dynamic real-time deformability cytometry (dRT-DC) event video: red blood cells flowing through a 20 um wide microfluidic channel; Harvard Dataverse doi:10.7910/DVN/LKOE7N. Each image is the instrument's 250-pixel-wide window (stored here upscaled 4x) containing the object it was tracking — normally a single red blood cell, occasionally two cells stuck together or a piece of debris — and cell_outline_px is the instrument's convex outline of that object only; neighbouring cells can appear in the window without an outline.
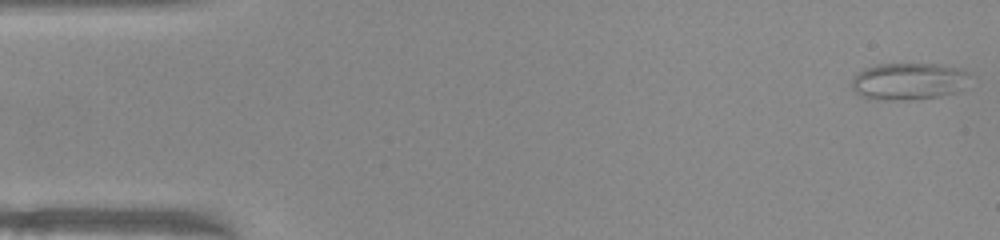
{"species": "common noctule bat (a hibernating species)", "species_latin": "Nyctalus noctula", "temperature_condition": "warm", "stored_images_in_passage": 50, "camera_frame_rate_fps": 3000, "um_per_image_px": 0.085, "animal": {"sex": "female", "body_mass_g": 22.0, "forearm_length_mm": 56.7}, "frame": {"image": 1, "passage_image": 1, "time_ms": 0.0, "image_size_px": [1000, 240], "cell_outline_px": [[968, 72], [956, 92], [940, 96], [912, 100], [868, 100], [860, 96], [852, 88], [852, 76], [856, 72], [864, 68], [876, 64], [936, 64], [956, 68]], "centroid_in_image_um": [77.06, 6.92], "position_along_channel_um": 7.9, "area_um2": 25.32}}
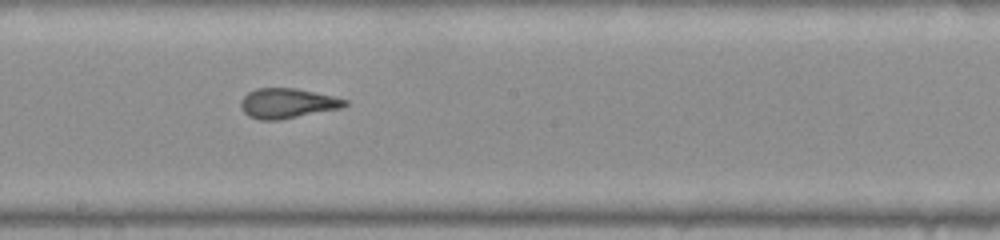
{"frame": {"image": 2, "passage_image": 27, "time_ms": 8.667, "image_size_px": [1000, 240], "cell_outline_px": [[348, 104], [340, 108], [280, 120], [260, 120], [248, 116], [240, 108], [240, 100], [248, 92], [256, 88], [296, 88], [332, 96], [348, 100]], "centroid_in_image_um": [24.38, 8.78], "position_along_channel_um": 223.8, "area_um2": 18.15}}
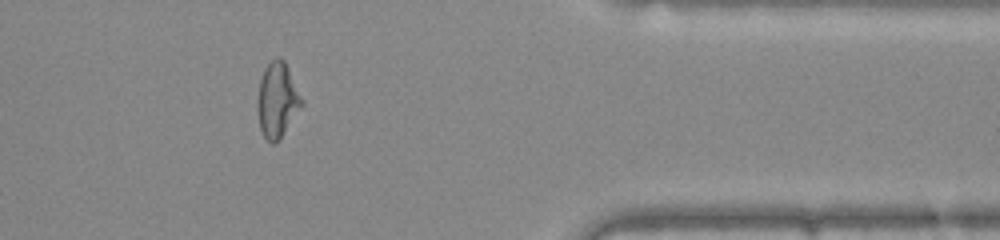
{"frame": {"image": 3, "passage_image": 41, "time_ms": 13.333, "image_size_px": [1000, 240], "cell_outline_px": [[304, 104], [280, 136], [272, 144], [264, 136], [260, 128], [256, 108], [256, 104], [260, 80], [264, 68], [276, 56], [280, 56], [284, 60], [304, 100]], "centroid_in_image_um": [23.56, 8.45], "position_along_channel_um": 387.8, "area_um2": 19.19}, "authors_computed_cell_mechanics": {"area_um2": 19.5075, "velocity_mm_per_s": 4.0021, "shape_relaxation_time_tau1_ms": null, "shape_relaxation_time_tau2_ms": 1.111, "deformation_change_tau1": null, "deformation_change_tau2": 0.0874}}